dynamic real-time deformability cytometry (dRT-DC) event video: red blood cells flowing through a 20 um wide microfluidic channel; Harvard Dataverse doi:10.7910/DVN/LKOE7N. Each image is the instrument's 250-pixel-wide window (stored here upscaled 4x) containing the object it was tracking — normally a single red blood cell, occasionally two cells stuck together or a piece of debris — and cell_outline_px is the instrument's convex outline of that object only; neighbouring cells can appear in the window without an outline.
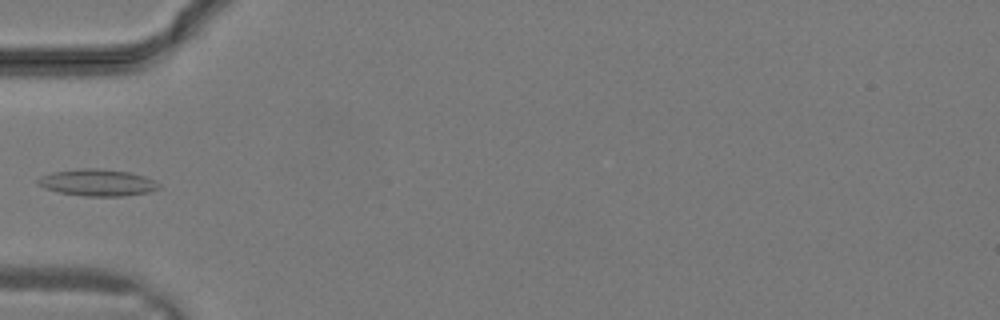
{"species": "common noctule bat (a hibernating species)", "species_latin": "Nyctalus noctula", "temperature_condition": "warm", "stored_images_in_passage": 9, "camera_frame_rate_fps": 3000, "um_per_image_px": 0.085, "animal": {"sex": "male", "body_mass_g": 19.2, "forearm_length_mm": 51.8}, "frame": {"image": 1, "passage_image": 8, "time_ms": 2.333, "image_size_px": [1000, 320], "cell_outline_px": [[160, 188], [148, 192], [124, 196], [84, 196], [60, 192], [44, 188], [36, 184], [36, 180], [40, 176], [52, 172], [80, 168], [100, 168], [128, 172], [144, 176], [160, 184]], "centroid_in_image_um": [8.24, 15.51], "position_along_channel_um": 76.8, "area_um2": 18.9}}